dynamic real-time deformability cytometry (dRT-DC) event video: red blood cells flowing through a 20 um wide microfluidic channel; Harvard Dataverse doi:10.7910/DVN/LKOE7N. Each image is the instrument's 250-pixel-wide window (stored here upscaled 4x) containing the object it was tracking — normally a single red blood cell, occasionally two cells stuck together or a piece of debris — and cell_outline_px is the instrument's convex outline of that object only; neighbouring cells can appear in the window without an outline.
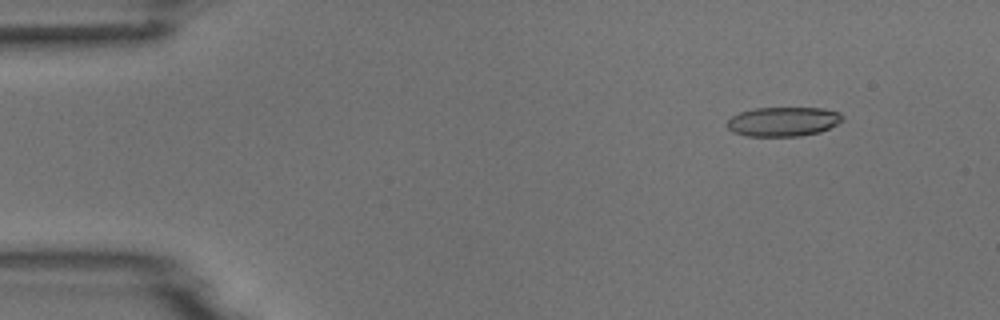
{"species": "common noctule bat (a hibernating species)", "species_latin": "Nyctalus noctula", "temperature_condition": "room temperature", "stored_images_in_passage": 5, "camera_frame_rate_fps": 3000, "um_per_image_px": 0.085, "animal": {"sex": "male", "body_mass_g": 18.8}, "frame": {"image": 1, "passage_image": 2, "time_ms": 1.0, "image_size_px": [1000, 320], "cell_outline_px": [[844, 120], [820, 132], [800, 136], [748, 136], [732, 132], [724, 124], [732, 116], [740, 112], [756, 108], [824, 108], [840, 112], [844, 116]], "centroid_in_image_um": [66.57, 10.33], "position_along_channel_um": 18.4, "area_um2": 19.88}}
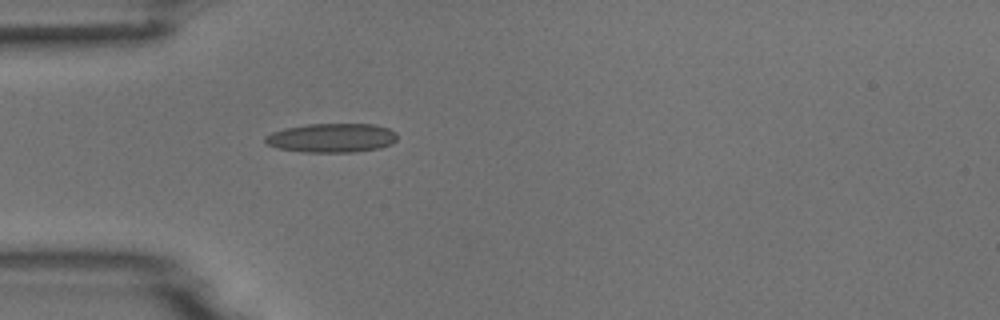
{"frame": {"image": 2, "passage_image": 5, "time_ms": 4.333, "image_size_px": [1000, 320], "cell_outline_px": [[396, 140], [392, 144], [380, 148], [356, 152], [304, 152], [280, 148], [268, 144], [264, 140], [264, 136], [272, 132], [284, 128], [308, 124], [372, 124], [388, 128], [396, 132]], "centroid_in_image_um": [28.21, 11.72], "position_along_channel_um": 56.8, "area_um2": 22.37}}